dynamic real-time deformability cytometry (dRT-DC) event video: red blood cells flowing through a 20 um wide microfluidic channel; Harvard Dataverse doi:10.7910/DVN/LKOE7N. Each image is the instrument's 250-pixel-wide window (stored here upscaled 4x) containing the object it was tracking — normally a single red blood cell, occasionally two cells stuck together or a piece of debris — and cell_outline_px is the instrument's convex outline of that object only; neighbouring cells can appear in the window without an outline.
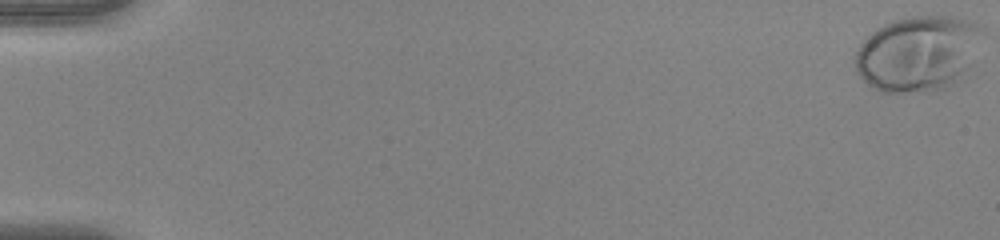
{"species": "human", "species_latin": "Homo sapiens", "temperature_condition": "warm", "stored_images_in_passage": 53, "camera_frame_rate_fps": 3000, "um_per_image_px": 0.085, "donor": {"sex": "female"}, "frame": {"image": 1, "passage_image": 1, "time_ms": 0.0, "image_size_px": [1000, 240], "cell_outline_px": [[984, 28], [972, 64], [964, 80], [960, 84], [944, 88], [900, 92], [884, 92], [868, 84], [856, 72], [856, 52], [860, 44], [876, 28], [884, 24], [896, 20], [912, 16], [952, 16], [976, 24]], "centroid_in_image_um": [78.07, 4.55], "position_along_channel_um": 6.9, "area_um2": 56.01}}
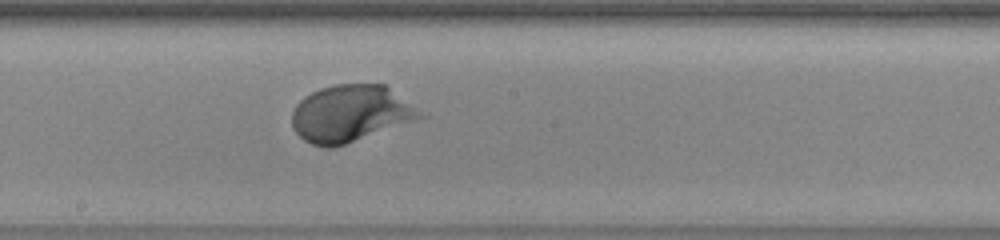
{"frame": {"image": 2, "passage_image": 31, "time_ms": 10.0, "image_size_px": [1000, 240], "cell_outline_px": [[428, 116], [344, 144], [328, 148], [312, 144], [304, 140], [292, 128], [292, 108], [304, 96], [320, 88], [336, 84], [384, 84]], "centroid_in_image_um": [29.77, 9.64], "position_along_channel_um": 218.4, "area_um2": 42.14}}
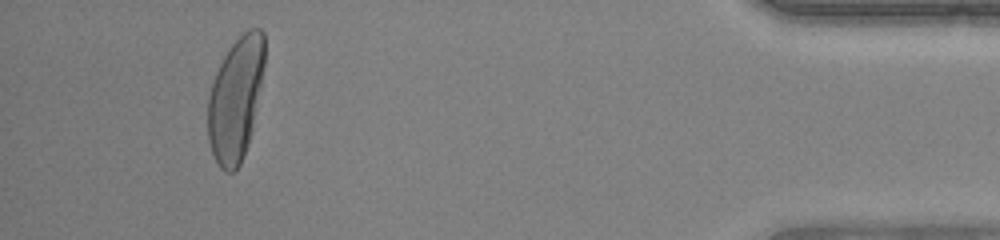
{"frame": {"image": 3, "passage_image": 50, "time_ms": 16.333, "image_size_px": [1000, 240], "cell_outline_px": [[264, 64], [248, 144], [244, 156], [240, 164], [232, 172], [224, 172], [220, 168], [212, 152], [208, 140], [208, 96], [216, 72], [228, 48], [248, 28], [260, 28], [264, 32]], "centroid_in_image_um": [20.01, 8.4], "position_along_channel_um": 415.2, "area_um2": 40.17}, "authors_computed_cell_mechanics": {"area_um2": 41.5582, "velocity_mm_per_s": 4.0018, "shape_relaxation_time_tau1_ms": 2.4038, "shape_relaxation_time_tau2_ms": null, "deformation_change_tau1": 0.1874, "deformation_change_tau2": null}}